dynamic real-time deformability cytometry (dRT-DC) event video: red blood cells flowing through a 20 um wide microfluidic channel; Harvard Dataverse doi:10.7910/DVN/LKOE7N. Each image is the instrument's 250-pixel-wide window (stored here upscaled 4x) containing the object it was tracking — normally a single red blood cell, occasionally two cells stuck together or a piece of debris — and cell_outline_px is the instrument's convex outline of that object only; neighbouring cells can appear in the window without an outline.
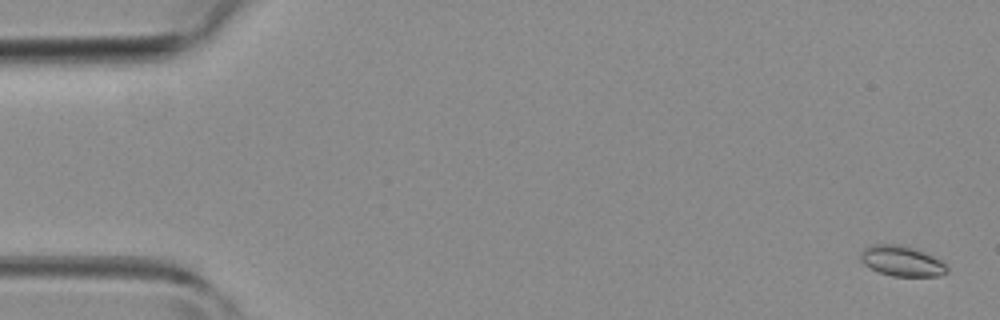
{"species": "common noctule bat (a hibernating species)", "species_latin": "Nyctalus noctula", "temperature_condition": "room temperature", "stored_images_in_passage": 47, "camera_frame_rate_fps": 3000, "um_per_image_px": 0.085, "animal": {"sex": "female", "body_mass_g": 19.3, "forearm_length_mm": 54.1}, "frame": {"image": 1, "passage_image": 2, "time_ms": 0.333, "image_size_px": [1000, 320], "cell_outline_px": [[948, 272], [940, 276], [892, 276], [880, 272], [864, 264], [860, 260], [860, 252], [864, 248], [872, 244], [900, 244], [924, 252], [944, 260], [948, 268]], "centroid_in_image_um": [76.68, 22.18], "position_along_channel_um": 8.3, "area_um2": 15.43}}
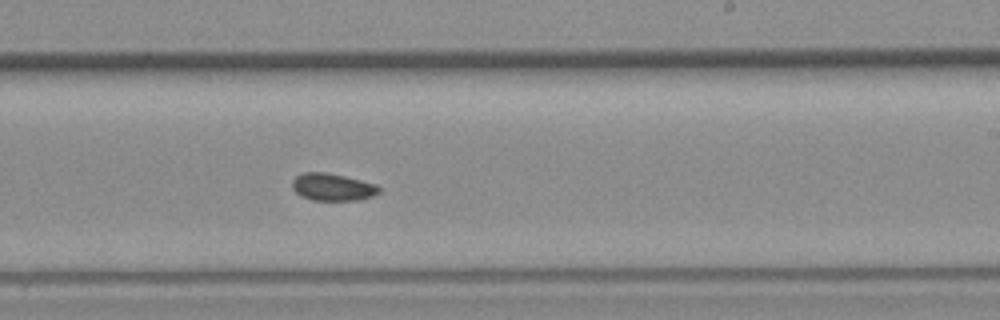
{"frame": {"image": 2, "passage_image": 28, "time_ms": 9.0, "image_size_px": [1000, 320], "cell_outline_px": [[380, 192], [372, 196], [360, 200], [312, 200], [300, 196], [292, 188], [292, 180], [296, 176], [304, 172], [324, 172], [344, 176], [376, 184], [380, 188]], "centroid_in_image_um": [28.25, 15.9], "position_along_channel_um": 260.7, "area_um2": 13.81}}
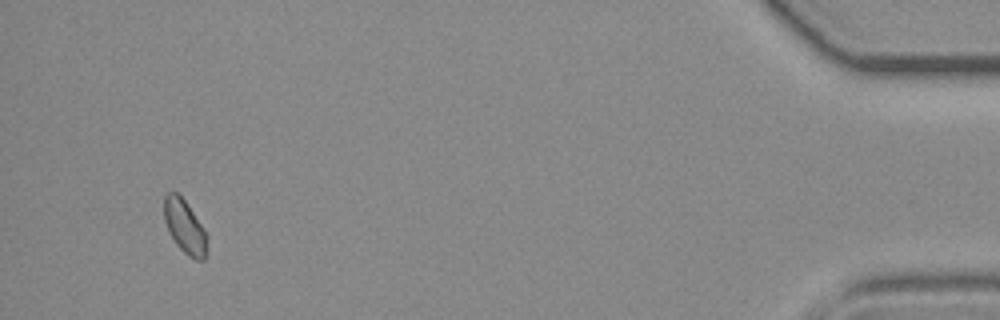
{"frame": {"image": 3, "passage_image": 44, "time_ms": 14.333, "image_size_px": [1000, 320], "cell_outline_px": [[208, 240], [204, 260], [196, 260], [188, 256], [176, 244], [168, 232], [164, 220], [164, 196], [168, 192], [176, 192], [184, 200], [204, 228], [208, 236]], "centroid_in_image_um": [15.7, 19.29], "position_along_channel_um": 419.5, "area_um2": 13.47}}